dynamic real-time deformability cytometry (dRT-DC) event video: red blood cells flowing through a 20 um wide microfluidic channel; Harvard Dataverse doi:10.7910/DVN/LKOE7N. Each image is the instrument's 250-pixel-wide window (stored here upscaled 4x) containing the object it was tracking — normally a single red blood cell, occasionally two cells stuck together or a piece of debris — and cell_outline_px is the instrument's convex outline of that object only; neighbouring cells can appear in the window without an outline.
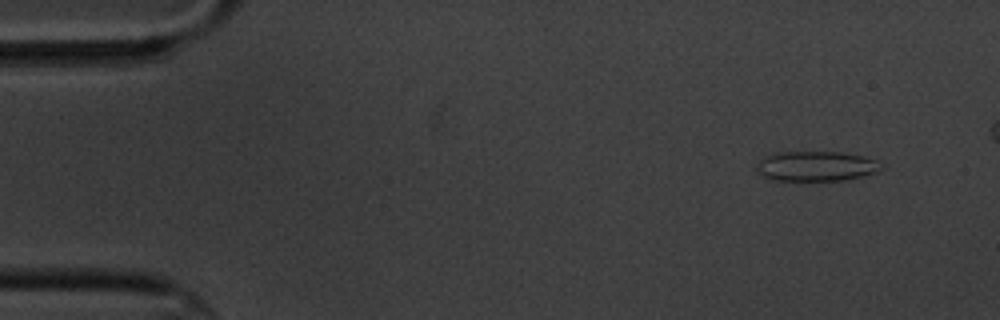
{"species": "common noctule bat (a hibernating species)", "species_latin": "Nyctalus noctula", "temperature_condition": "cold", "stored_images_in_passage": 14, "segment_of_instrument_passage": [1, 2], "camera_frame_rate_fps": 3000, "um_per_image_px": 0.085, "animal": {"sex": "male", "body_mass_g": 20.1, "forearm_length_mm": 53.5}, "frame": {"image": 1, "passage_image": 2, "time_ms": 1.0, "image_size_px": [1000, 320], "cell_outline_px": [[884, 168], [876, 172], [848, 180], [768, 180], [756, 172], [756, 164], [764, 156], [772, 152], [840, 152], [860, 156], [876, 160]], "centroid_in_image_um": [69.3, 14.13], "position_along_channel_um": 15.7, "area_um2": 21.91}}
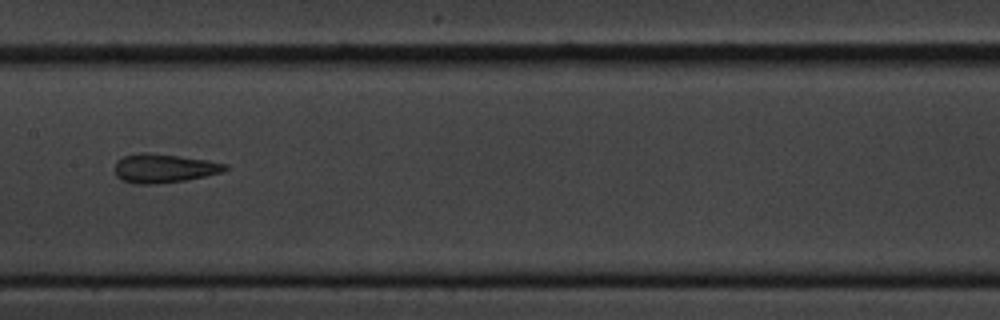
{"frame": {"image": 2, "passage_image": 8, "time_ms": 9.0, "image_size_px": [1000, 320], "cell_outline_px": [[228, 168], [224, 172], [184, 180], [156, 184], [136, 184], [120, 180], [116, 176], [116, 160], [124, 156], [140, 152], [144, 152], [180, 156], [208, 160], [228, 164]], "centroid_in_image_um": [13.93, 14.3], "position_along_channel_um": 193.5, "area_um2": 18.61}}
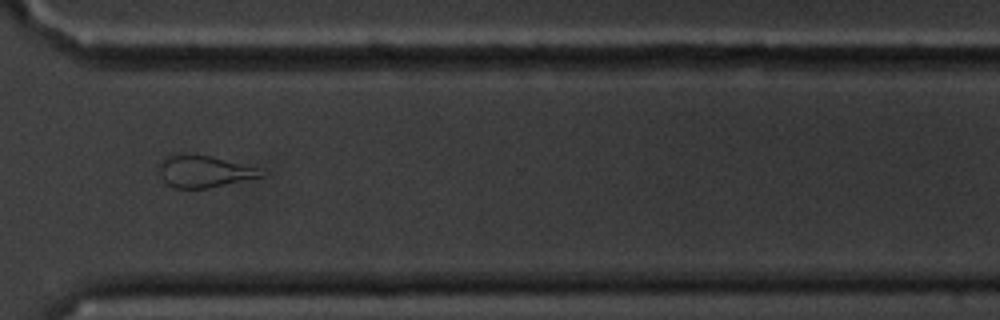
{"frame": {"image": 3, "passage_image": 12, "time_ms": 13.667, "image_size_px": [1000, 320], "cell_outline_px": [[264, 176], [208, 188], [176, 188], [168, 184], [164, 180], [156, 164], [164, 156], [172, 152], [184, 152], [208, 156], [256, 168]], "centroid_in_image_um": [17.19, 14.54], "position_along_channel_um": 353.4, "area_um2": 18.9}}